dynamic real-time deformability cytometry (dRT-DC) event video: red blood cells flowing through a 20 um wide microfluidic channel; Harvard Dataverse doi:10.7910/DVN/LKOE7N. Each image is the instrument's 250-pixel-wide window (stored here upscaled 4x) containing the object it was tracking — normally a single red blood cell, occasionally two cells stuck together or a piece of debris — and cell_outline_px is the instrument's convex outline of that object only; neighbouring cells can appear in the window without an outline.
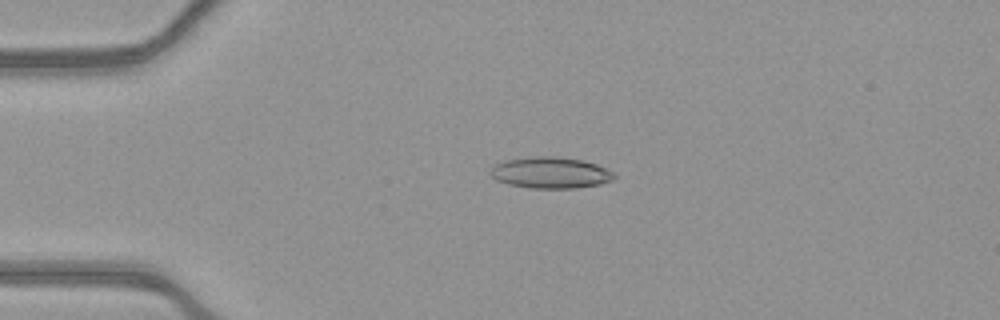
{"species": "common noctule bat (a hibernating species)", "species_latin": "Nyctalus noctula", "temperature_condition": "warm", "stored_images_in_passage": 52, "camera_frame_rate_fps": 3000, "um_per_image_px": 0.085, "animal": {"sex": "female", "body_mass_g": 21.9}, "frame": {"image": 1, "passage_image": 12, "time_ms": 3.667, "image_size_px": [1000, 320], "cell_outline_px": [[616, 176], [612, 180], [600, 184], [576, 188], [528, 188], [508, 184], [496, 180], [488, 172], [496, 164], [504, 160], [532, 156], [556, 156], [584, 160], [596, 164], [612, 172]], "centroid_in_image_um": [46.77, 14.67], "position_along_channel_um": 38.2, "area_um2": 22.66}}
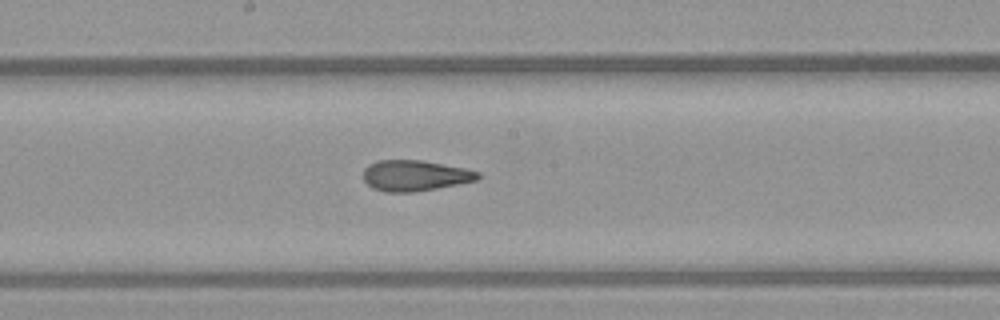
{"frame": {"image": 2, "passage_image": 28, "time_ms": 9.0, "image_size_px": [1000, 320], "cell_outline_px": [[480, 176], [476, 180], [436, 188], [412, 192], [384, 192], [372, 188], [364, 180], [364, 168], [368, 164], [376, 160], [420, 160], [464, 168], [480, 172]], "centroid_in_image_um": [35.22, 14.92], "position_along_channel_um": 213.0, "area_um2": 20.4}}
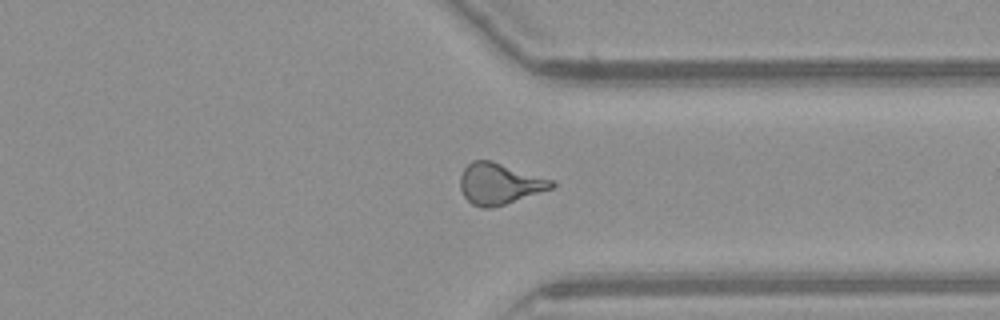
{"frame": {"image": 3, "passage_image": 40, "time_ms": 13.0, "image_size_px": [1000, 320], "cell_outline_px": [[556, 184], [552, 188], [492, 208], [480, 208], [472, 204], [464, 196], [460, 188], [460, 176], [464, 168], [472, 160], [492, 160], [556, 180]], "centroid_in_image_um": [42.46, 15.6], "position_along_channel_um": 368.9, "area_um2": 22.08}, "authors_computed_cell_mechanics": {"area_um2": 21.8484, "velocity_mm_per_s": 3.9302, "shape_relaxation_time_tau1_ms": null, "shape_relaxation_time_tau2_ms": 1.9288, "deformation_change_tau1": null, "deformation_change_tau2": 0.1061}}